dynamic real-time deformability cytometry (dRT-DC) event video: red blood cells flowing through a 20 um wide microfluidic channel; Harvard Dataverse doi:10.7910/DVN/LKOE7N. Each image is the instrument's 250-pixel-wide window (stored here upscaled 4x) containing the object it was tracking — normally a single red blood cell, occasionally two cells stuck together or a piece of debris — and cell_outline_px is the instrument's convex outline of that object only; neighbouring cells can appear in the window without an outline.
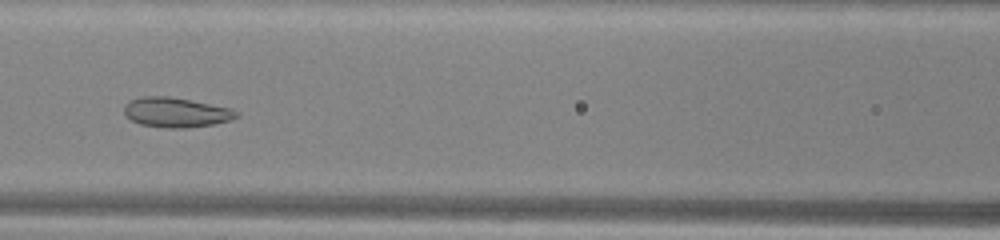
{"species": "common noctule bat (a hibernating species)", "species_latin": "Nyctalus noctula", "temperature_condition": "warm", "stored_images_in_passage": 45, "segment_of_instrument_passage": [1, 2], "camera_frame_rate_fps": 3000, "um_per_image_px": 0.085, "animal": {"sex": "male", "body_mass_g": 13.0, "forearm_length_mm": 53.1}, "frame": {"image": 1, "passage_image": 16, "time_ms": 5.0, "image_size_px": [1000, 240], "cell_outline_px": [[240, 116], [216, 124], [188, 128], [164, 128], [140, 124], [132, 120], [124, 112], [124, 104], [128, 100], [140, 96], [168, 96], [232, 108], [240, 112]], "centroid_in_image_um": [14.97, 9.55], "position_along_channel_um": 151.6, "area_um2": 19.71}}
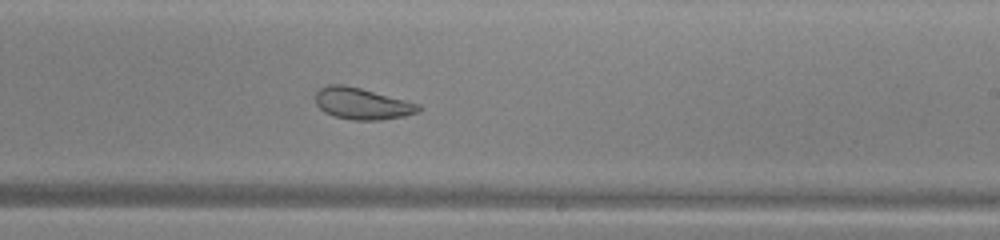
{"frame": {"image": 2, "passage_image": 24, "time_ms": 7.667, "image_size_px": [1000, 240], "cell_outline_px": [[424, 108], [420, 112], [404, 116], [380, 120], [352, 120], [336, 116], [324, 112], [316, 104], [316, 92], [320, 88], [328, 84], [344, 84], [360, 88], [420, 104]], "centroid_in_image_um": [30.8, 8.81], "position_along_channel_um": 258.2, "area_um2": 18.96}}
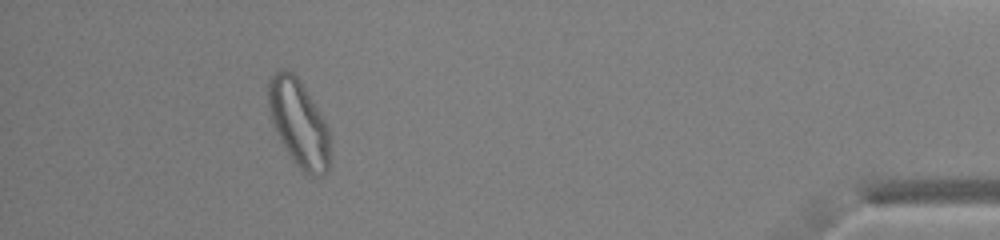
{"frame": {"image": 3, "passage_image": 40, "time_ms": 13.0, "image_size_px": [1000, 240], "cell_outline_px": [[328, 172], [324, 176], [308, 176], [292, 160], [280, 140], [272, 124], [268, 108], [268, 80], [280, 68], [284, 68], [292, 72], [296, 76], [304, 88], [324, 120], [328, 128]], "centroid_in_image_um": [25.36, 10.48], "position_along_channel_um": 409.8, "area_um2": 30.87}}